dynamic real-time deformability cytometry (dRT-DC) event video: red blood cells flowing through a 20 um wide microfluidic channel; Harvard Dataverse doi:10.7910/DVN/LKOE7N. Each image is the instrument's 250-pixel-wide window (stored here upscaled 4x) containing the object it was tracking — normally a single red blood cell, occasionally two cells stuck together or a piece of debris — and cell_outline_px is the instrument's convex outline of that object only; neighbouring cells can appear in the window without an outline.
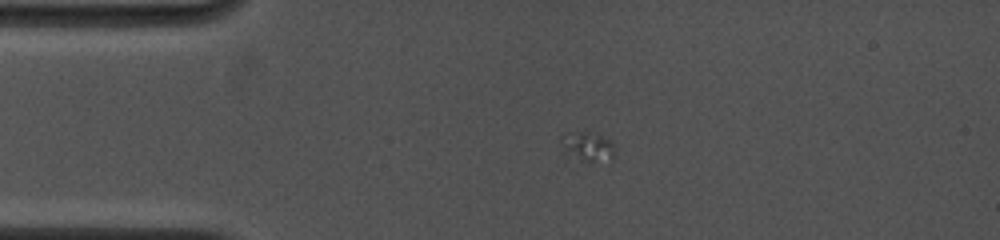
{"species": "common noctule bat (a hibernating species)", "species_latin": "Nyctalus noctula", "temperature_condition": "cold", "stored_images_in_passage": 9, "camera_frame_rate_fps": 4500, "um_per_image_px": 0.085, "animal": {"sex": "female", "body_mass_g": 19.0, "forearm_length_mm": 53.3}, "frame": {"image": 1, "passage_image": 4, "time_ms": 1.778, "image_size_px": [1000, 240], "cell_outline_px": [[612, 160], [572, 172], [564, 164], [560, 140], [560, 136], [568, 132], [588, 132], [600, 136], [608, 140], [612, 144]], "centroid_in_image_um": [49.69, 12.76], "position_along_channel_um": 35.3, "area_um2": 11.56}}